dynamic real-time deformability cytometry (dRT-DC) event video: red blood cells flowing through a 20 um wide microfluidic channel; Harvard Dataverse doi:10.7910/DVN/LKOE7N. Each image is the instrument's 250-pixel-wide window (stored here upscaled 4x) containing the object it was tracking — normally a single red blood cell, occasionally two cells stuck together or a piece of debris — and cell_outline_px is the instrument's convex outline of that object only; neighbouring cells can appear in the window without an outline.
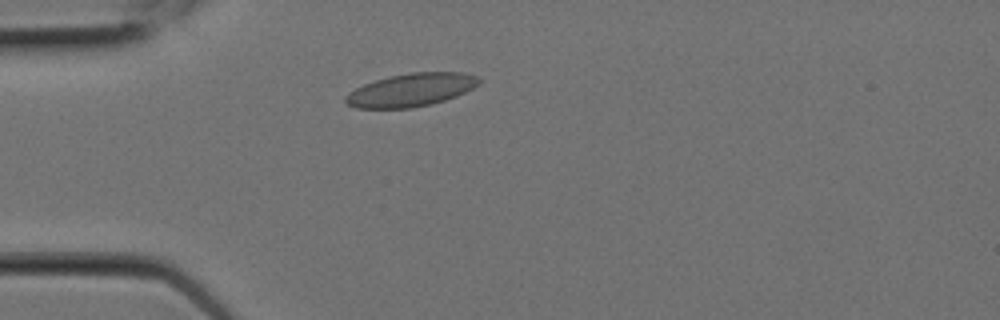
{"species": "Egyptian fruit bat (a non-hibernating species)", "species_latin": "Rousettus aegyptiacus", "temperature_condition": "room temperature", "stored_images_in_passage": 9, "camera_frame_rate_fps": 3000, "um_per_image_px": 0.085, "animal": {"sex": "female"}, "frame": {"image": 1, "passage_image": 3, "time_ms": 0.667, "image_size_px": [1000, 320], "cell_outline_px": [[480, 80], [476, 84], [452, 96], [428, 104], [404, 108], [360, 108], [348, 104], [348, 96], [352, 92], [368, 84], [392, 76], [420, 72], [452, 72], [472, 76]], "centroid_in_image_um": [34.91, 7.65], "position_along_channel_um": 50.1, "area_um2": 23.64}}
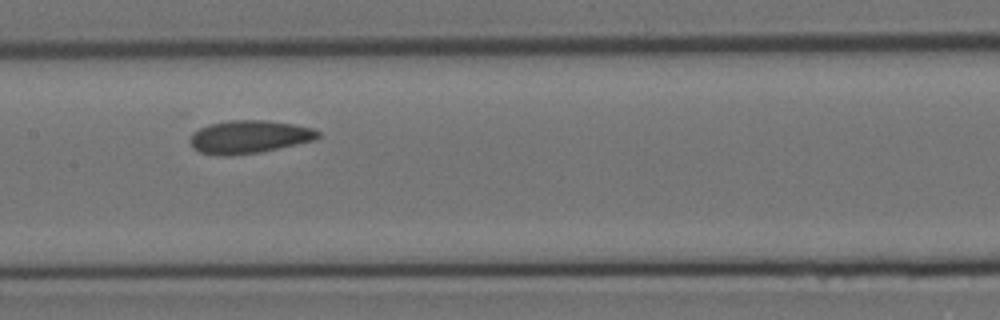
{"frame": {"image": 2, "passage_image": 7, "time_ms": 2.0, "image_size_px": [1000, 320], "cell_outline_px": [[316, 136], [308, 140], [272, 148], [252, 152], [204, 152], [196, 148], [192, 144], [192, 136], [196, 132], [204, 128], [216, 124], [288, 124], [308, 128], [316, 132]], "centroid_in_image_um": [21.15, 11.66], "position_along_channel_um": 186.2, "area_um2": 20.17}}
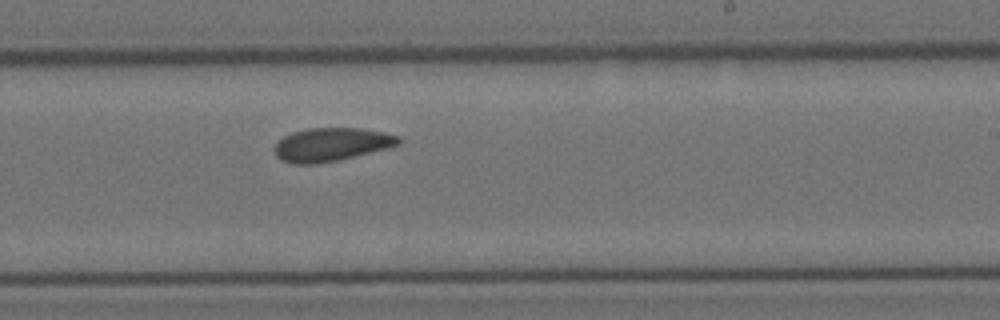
{"frame": {"image": 3, "passage_image": 9, "time_ms": 2.667, "image_size_px": [1000, 320], "cell_outline_px": [[400, 140], [396, 144], [332, 160], [284, 160], [276, 152], [276, 144], [280, 140], [296, 132], [316, 128], [348, 128], [376, 132], [396, 136]], "centroid_in_image_um": [28.15, 12.21], "position_along_channel_um": 260.8, "area_um2": 21.04}}